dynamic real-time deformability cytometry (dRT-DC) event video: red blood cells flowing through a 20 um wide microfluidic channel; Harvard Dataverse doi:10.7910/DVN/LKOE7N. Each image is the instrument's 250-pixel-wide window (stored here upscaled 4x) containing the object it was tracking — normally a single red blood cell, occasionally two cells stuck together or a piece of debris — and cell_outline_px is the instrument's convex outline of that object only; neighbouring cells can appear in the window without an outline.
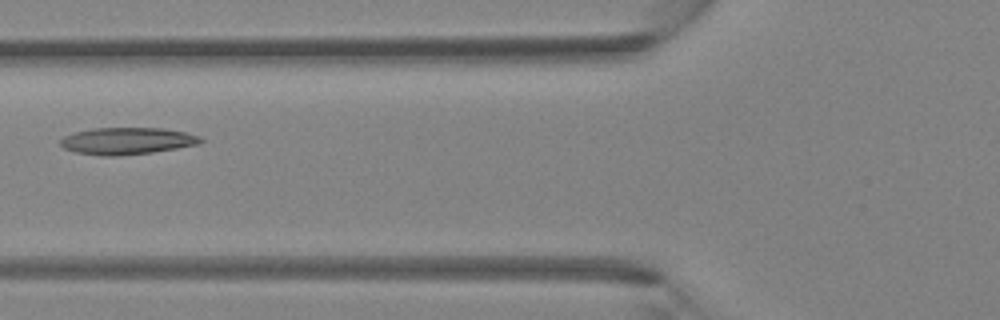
{"species": "Egyptian fruit bat (a non-hibernating species)", "species_latin": "Rousettus aegyptiacus", "temperature_condition": "room temperature", "stored_images_in_passage": 5, "camera_frame_rate_fps": 3000, "um_per_image_px": 0.085, "animal": {"sex": "female"}, "frame": {"image": 1, "passage_image": 5, "time_ms": 1.333, "image_size_px": [1000, 320], "cell_outline_px": [[204, 140], [200, 144], [152, 152], [120, 156], [100, 156], [76, 152], [64, 148], [60, 144], [60, 140], [64, 136], [76, 132], [92, 128], [164, 128], [184, 132], [200, 136]], "centroid_in_image_um": [10.81, 11.98], "position_along_channel_um": 115.0, "area_um2": 22.02}}